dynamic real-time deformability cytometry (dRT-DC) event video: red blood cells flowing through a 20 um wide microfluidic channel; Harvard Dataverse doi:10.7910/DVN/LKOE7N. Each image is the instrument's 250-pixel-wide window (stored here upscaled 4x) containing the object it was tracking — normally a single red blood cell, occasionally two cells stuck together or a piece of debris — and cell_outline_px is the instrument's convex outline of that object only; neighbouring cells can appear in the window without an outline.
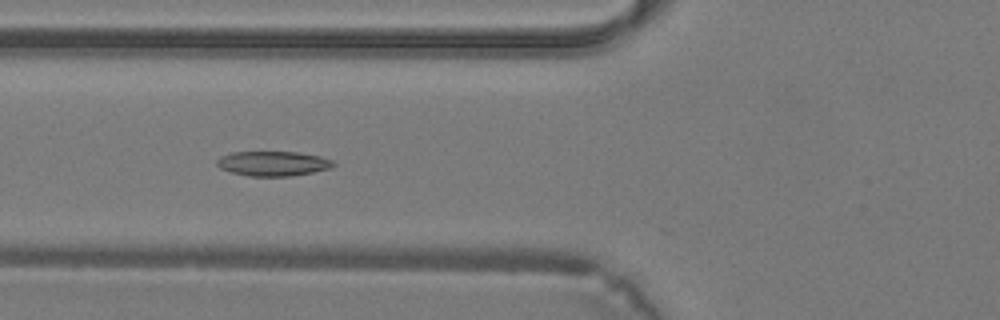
{"species": "common noctule bat (a hibernating species)", "species_latin": "Nyctalus noctula", "temperature_condition": "warm", "stored_images_in_passage": 40, "camera_frame_rate_fps": 3000, "um_per_image_px": 0.085, "animal": {"sex": "male", "body_mass_g": 19.2, "forearm_length_mm": 51.8}, "frame": {"image": 1, "passage_image": 16, "time_ms": 5.0, "image_size_px": [1000, 320], "cell_outline_px": [[336, 164], [328, 168], [312, 172], [288, 176], [248, 176], [232, 172], [220, 168], [216, 164], [216, 160], [220, 156], [232, 152], [296, 152], [320, 156], [332, 160]], "centroid_in_image_um": [23.16, 13.89], "position_along_channel_um": 102.6, "area_um2": 16.65}}
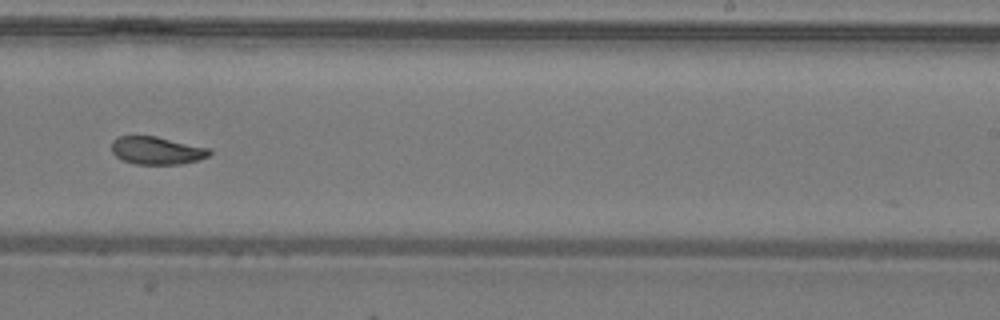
{"frame": {"image": 2, "passage_image": 26, "time_ms": 8.333, "image_size_px": [1000, 320], "cell_outline_px": [[212, 152], [208, 156], [200, 160], [180, 164], [136, 164], [124, 160], [116, 156], [112, 152], [112, 140], [120, 136], [156, 136], [208, 148]], "centroid_in_image_um": [13.33, 12.79], "position_along_channel_um": 275.7, "area_um2": 15.72}}
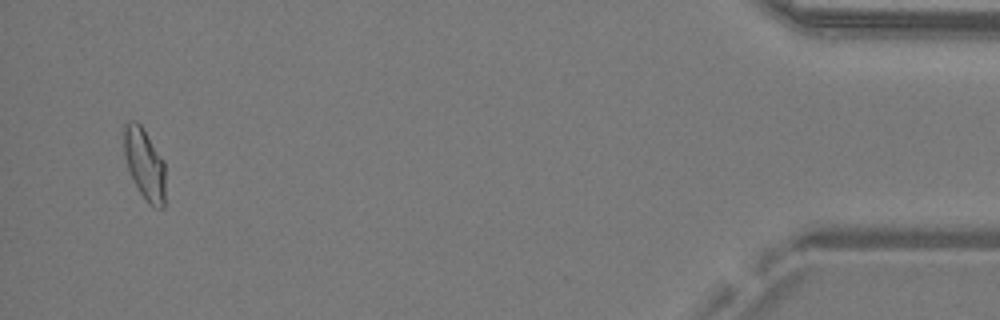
{"frame": {"image": 3, "passage_image": 39, "time_ms": 12.667, "image_size_px": [1000, 320], "cell_outline_px": [[164, 208], [156, 208], [148, 204], [140, 192], [128, 168], [124, 152], [124, 124], [128, 120], [136, 120], [140, 124], [164, 160]], "centroid_in_image_um": [12.29, 13.92], "position_along_channel_um": 422.9, "area_um2": 16.99}}